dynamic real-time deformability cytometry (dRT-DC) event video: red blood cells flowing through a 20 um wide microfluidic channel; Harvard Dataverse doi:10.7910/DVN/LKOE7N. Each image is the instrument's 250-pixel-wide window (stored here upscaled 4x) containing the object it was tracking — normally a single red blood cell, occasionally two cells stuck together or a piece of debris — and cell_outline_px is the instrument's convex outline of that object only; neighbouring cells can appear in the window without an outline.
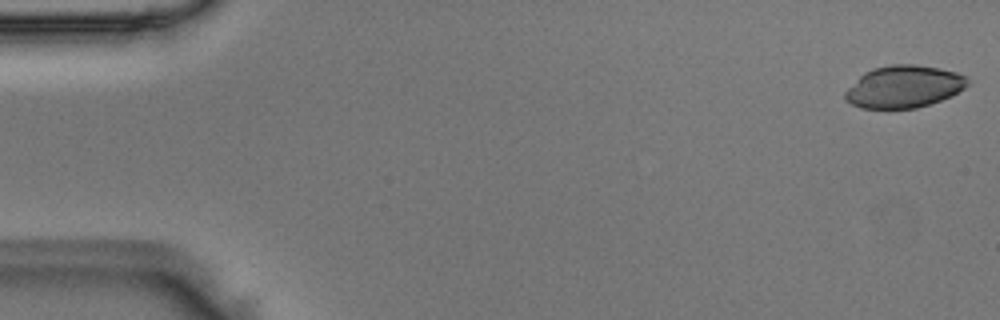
{"species": "Egyptian fruit bat (a non-hibernating species)", "species_latin": "Rousettus aegyptiacus", "temperature_condition": "room temperature", "stored_images_in_passage": 44, "camera_frame_rate_fps": 3000, "um_per_image_px": 0.085, "animal": {"sex": "male"}, "frame": {"image": 1, "passage_image": 1, "time_ms": 0.0, "image_size_px": [1000, 320], "cell_outline_px": [[968, 84], [964, 88], [952, 96], [916, 108], [860, 108], [852, 104], [844, 96], [844, 92], [864, 72], [872, 68], [888, 64], [916, 64], [940, 68], [956, 72], [964, 76], [968, 80]], "centroid_in_image_um": [76.82, 7.35], "position_along_channel_um": 8.2, "area_um2": 30.06}}
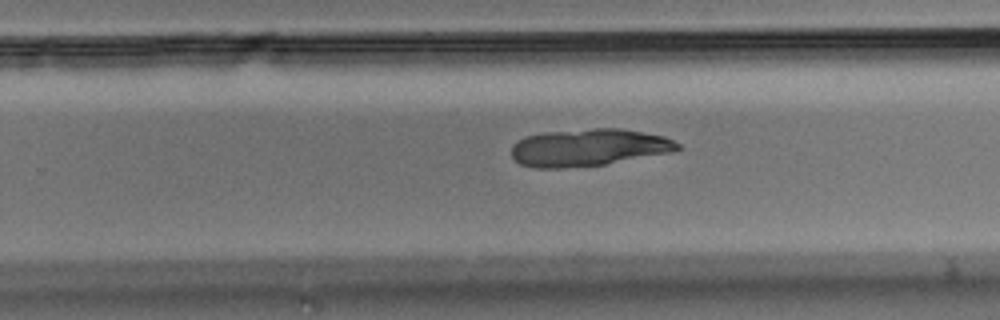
{"frame": {"image": 2, "passage_image": 32, "time_ms": 10.333, "image_size_px": [1000, 320], "cell_outline_px": [[680, 148], [672, 152], [604, 164], [560, 168], [536, 168], [520, 164], [512, 156], [512, 144], [516, 140], [524, 136], [544, 132], [592, 128], [620, 128], [664, 136], [680, 144]], "centroid_in_image_um": [49.99, 12.53], "position_along_channel_um": 279.8, "area_um2": 36.07}}
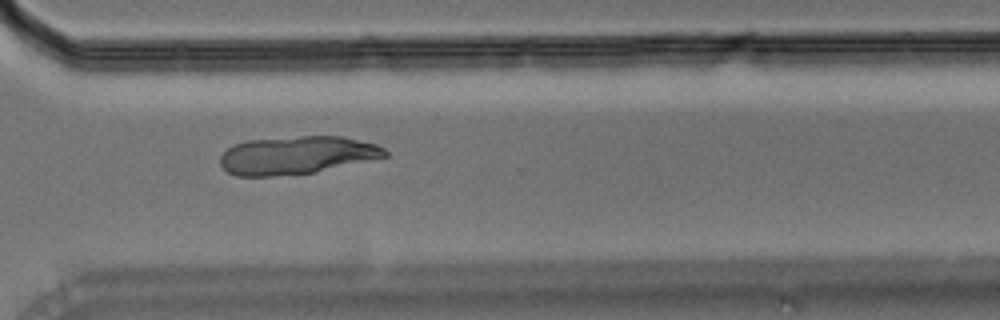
{"frame": {"image": 3, "passage_image": 37, "time_ms": 12.0, "image_size_px": [1000, 320], "cell_outline_px": [[388, 156], [312, 172], [272, 176], [236, 176], [228, 172], [220, 164], [220, 156], [228, 148], [236, 144], [248, 140], [300, 136], [340, 136], [376, 144], [384, 148], [388, 152]], "centroid_in_image_um": [25.2, 13.18], "position_along_channel_um": 345.4, "area_um2": 36.01}}